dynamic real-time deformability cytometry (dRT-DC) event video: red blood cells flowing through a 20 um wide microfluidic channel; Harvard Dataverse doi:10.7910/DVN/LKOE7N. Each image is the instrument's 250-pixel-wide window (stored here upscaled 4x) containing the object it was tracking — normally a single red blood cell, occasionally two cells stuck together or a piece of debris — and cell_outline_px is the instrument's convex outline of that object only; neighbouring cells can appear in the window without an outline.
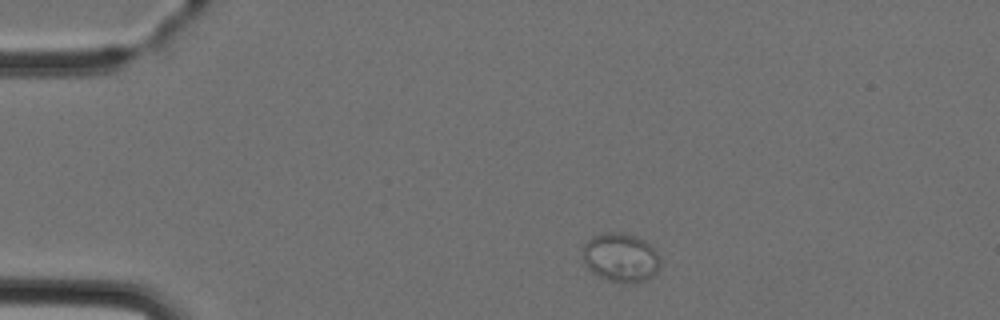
{"species": "Egyptian fruit bat (a non-hibernating species)", "species_latin": "Rousettus aegyptiacus", "temperature_condition": "cold", "stored_images_in_passage": 4, "camera_frame_rate_fps": 3000, "um_per_image_px": 0.085, "animal": {"sex": "female"}, "frame": {"image": 1, "passage_image": 1, "time_ms": 0.0, "image_size_px": [1000, 320], "cell_outline_px": [[660, 268], [652, 276], [644, 280], [608, 280], [592, 272], [584, 264], [584, 244], [592, 236], [608, 232], [620, 232], [636, 236], [644, 240], [656, 252], [660, 260]], "centroid_in_image_um": [52.75, 21.84], "position_along_channel_um": 32.3, "area_um2": 21.44}}
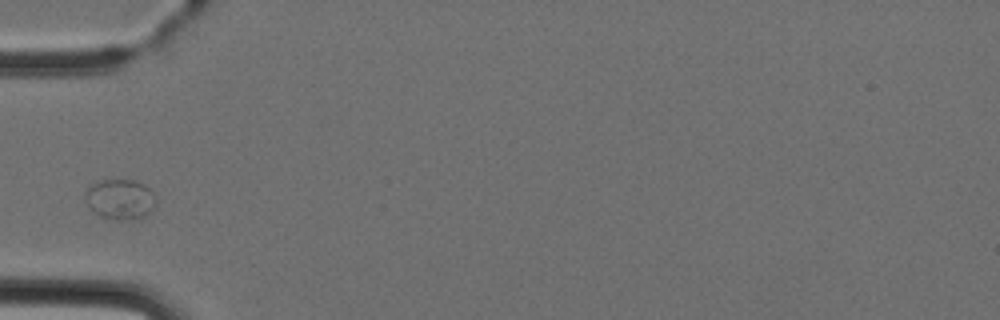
{"frame": {"image": 2, "passage_image": 3, "time_ms": 2.333, "image_size_px": [1000, 320], "cell_outline_px": [[156, 204], [144, 216], [124, 220], [112, 220], [100, 216], [88, 204], [84, 192], [92, 184], [100, 180], [136, 180], [148, 188], [152, 192], [156, 200]], "centroid_in_image_um": [10.21, 16.93], "position_along_channel_um": 74.8, "area_um2": 16.3}}
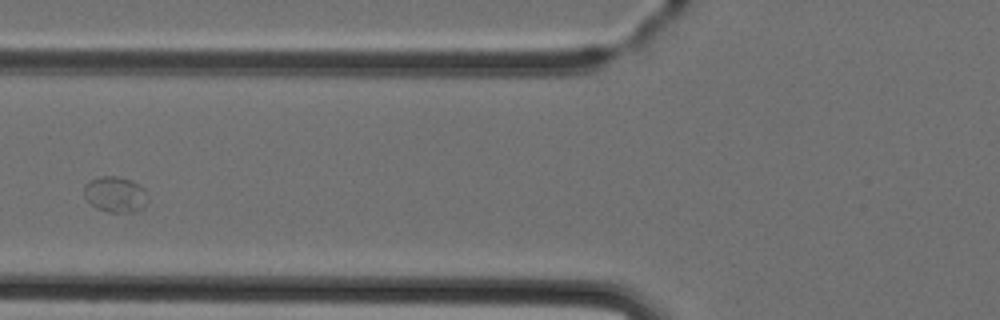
{"frame": {"image": 3, "passage_image": 4, "time_ms": 3.333, "image_size_px": [1000, 320], "cell_outline_px": [[148, 200], [144, 208], [136, 212], [108, 212], [96, 208], [84, 196], [84, 184], [88, 180], [100, 176], [116, 176], [132, 180], [144, 188], [148, 192]], "centroid_in_image_um": [9.83, 16.52], "position_along_channel_um": 116.0, "area_um2": 13.58}}